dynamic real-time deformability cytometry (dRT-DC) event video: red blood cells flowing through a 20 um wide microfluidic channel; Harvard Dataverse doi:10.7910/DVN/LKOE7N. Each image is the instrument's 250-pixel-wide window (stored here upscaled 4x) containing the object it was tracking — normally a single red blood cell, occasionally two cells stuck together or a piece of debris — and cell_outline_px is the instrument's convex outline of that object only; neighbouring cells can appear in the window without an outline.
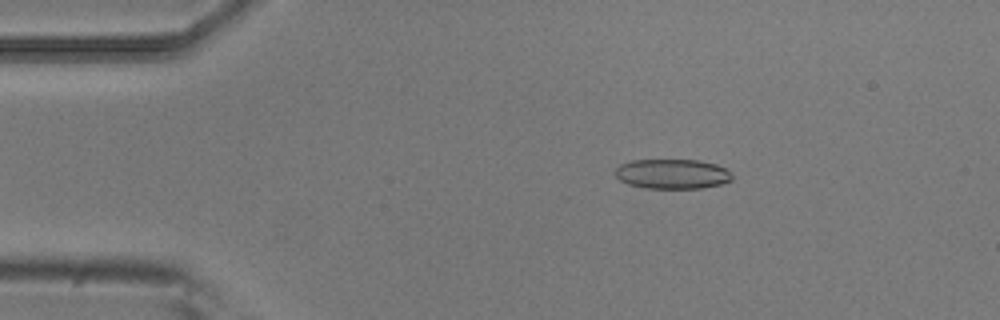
{"species": "common noctule bat (a hibernating species)", "species_latin": "Nyctalus noctula", "temperature_condition": "room temperature", "stored_images_in_passage": 4, "camera_frame_rate_fps": 3000, "um_per_image_px": 0.085, "animal": {"sex": "male", "body_mass_g": 20.5, "forearm_length_mm": 52.5}, "frame": {"image": 1, "passage_image": 3, "time_ms": 0.667, "image_size_px": [1000, 320], "cell_outline_px": [[732, 180], [720, 184], [704, 188], [644, 188], [628, 184], [620, 180], [616, 176], [616, 168], [620, 164], [632, 160], [700, 160], [716, 164], [724, 168], [732, 176]], "centroid_in_image_um": [57.13, 14.78], "position_along_channel_um": 27.9, "area_um2": 20.23}}